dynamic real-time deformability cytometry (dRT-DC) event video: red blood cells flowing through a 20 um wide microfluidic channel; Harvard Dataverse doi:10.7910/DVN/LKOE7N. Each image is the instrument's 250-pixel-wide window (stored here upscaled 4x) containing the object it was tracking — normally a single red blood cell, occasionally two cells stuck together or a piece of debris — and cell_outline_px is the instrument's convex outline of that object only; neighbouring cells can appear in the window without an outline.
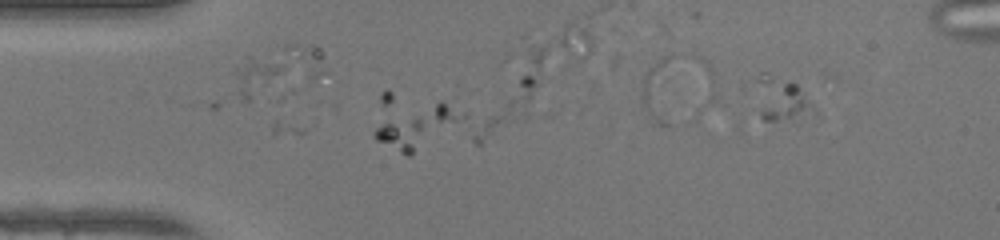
{"species": "human", "species_latin": "Homo sapiens", "temperature_condition": "warm", "stored_images_in_passage": 13, "camera_frame_rate_fps": 3000, "um_per_image_px": 0.085, "donor": {"sex": "female"}, "frame": {"image": 1, "passage_image": 3, "time_ms": 0.667, "image_size_px": [1000, 240], "cell_outline_px": [[500, 120], [480, 144], [408, 156], [376, 140], [372, 136], [372, 132], [376, 128], [384, 124], [440, 100], [500, 112]], "centroid_in_image_um": [37.2, 10.92], "position_along_channel_um": 47.8, "area_um2": 33.0}}
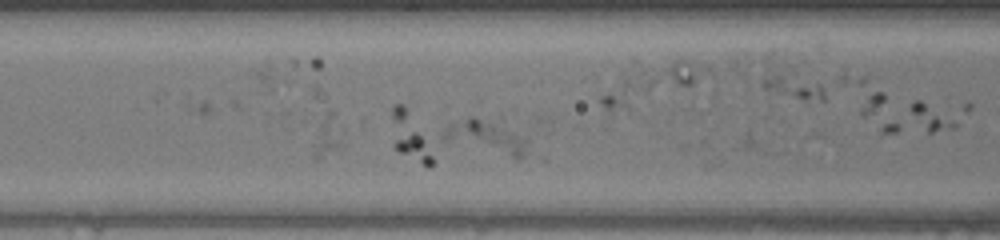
{"frame": {"image": 2, "passage_image": 11, "time_ms": 3.333, "image_size_px": [1000, 240], "cell_outline_px": [[528, 156], [520, 160], [516, 160], [444, 140], [436, 136], [448, 124], [468, 116], [500, 116], [528, 140]], "centroid_in_image_um": [41.42, 11.58], "position_along_channel_um": 125.2, "area_um2": 18.44}}